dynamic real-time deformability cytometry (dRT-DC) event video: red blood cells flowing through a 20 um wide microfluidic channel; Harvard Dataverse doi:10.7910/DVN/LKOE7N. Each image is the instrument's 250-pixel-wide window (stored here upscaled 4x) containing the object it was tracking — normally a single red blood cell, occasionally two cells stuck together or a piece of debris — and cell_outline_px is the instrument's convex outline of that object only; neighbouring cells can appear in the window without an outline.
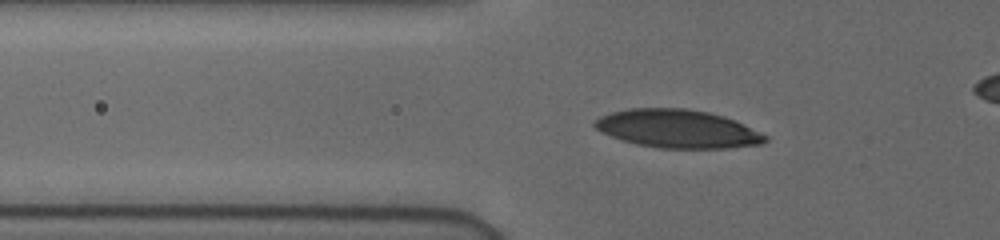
{"species": "human", "species_latin": "Homo sapiens", "temperature_condition": "cold", "stored_images_in_passage": 43, "camera_frame_rate_fps": 3000, "um_per_image_px": 0.085, "donor": {"sex": "female"}, "frame": {"image": 1, "passage_image": 11, "time_ms": 3.333, "image_size_px": [1000, 240], "cell_outline_px": [[768, 140], [760, 144], [724, 148], [660, 148], [636, 144], [600, 132], [592, 124], [600, 116], [612, 112], [628, 108], [684, 108], [708, 112], [724, 116], [768, 136]], "centroid_in_image_um": [57.56, 10.94], "position_along_channel_um": 68.2, "area_um2": 37.69}}
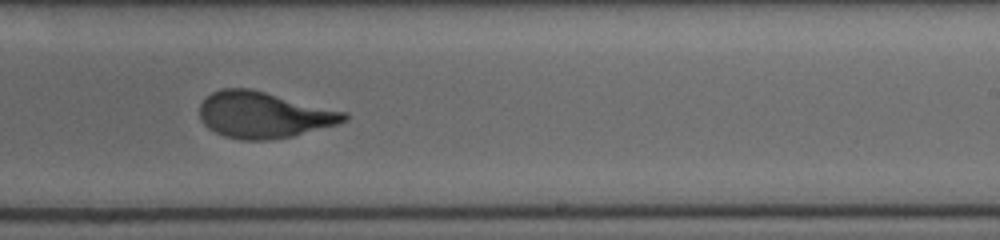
{"frame": {"image": 2, "passage_image": 27, "time_ms": 8.667, "image_size_px": [1000, 240], "cell_outline_px": [[348, 120], [336, 124], [292, 136], [268, 140], [240, 140], [224, 136], [208, 128], [200, 120], [200, 104], [212, 92], [220, 88], [248, 88], [348, 112]], "centroid_in_image_um": [22.4, 9.77], "position_along_channel_um": 266.6, "area_um2": 38.78}}
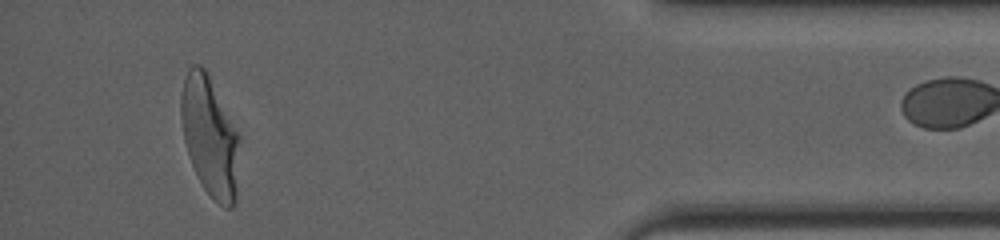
{"frame": {"image": 3, "passage_image": 42, "time_ms": 13.667, "image_size_px": [1000, 240], "cell_outline_px": [[236, 200], [232, 208], [224, 208], [204, 188], [188, 156], [184, 140], [180, 116], [180, 96], [184, 80], [188, 68], [192, 64], [200, 64], [208, 72], [236, 132]], "centroid_in_image_um": [17.76, 11.54], "position_along_channel_um": 417.4, "area_um2": 39.54}}